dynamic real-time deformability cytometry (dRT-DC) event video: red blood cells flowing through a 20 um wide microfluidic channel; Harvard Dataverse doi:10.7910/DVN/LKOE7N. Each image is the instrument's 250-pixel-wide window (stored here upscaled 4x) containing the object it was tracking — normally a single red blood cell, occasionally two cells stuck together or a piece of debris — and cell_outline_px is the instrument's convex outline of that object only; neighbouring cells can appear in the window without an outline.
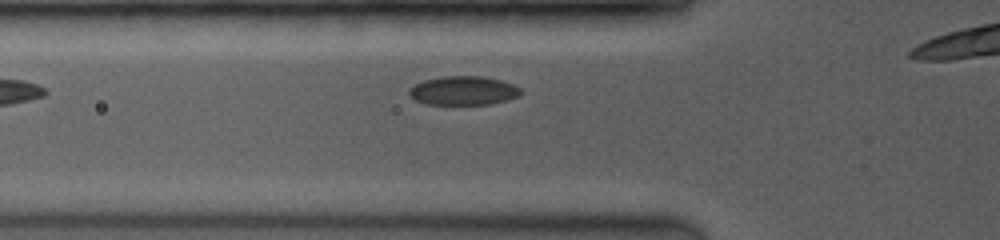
{"species": "common noctule bat (a hibernating species)", "species_latin": "Nyctalus noctula", "temperature_condition": "room temperature", "stored_images_in_passage": 3, "camera_frame_rate_fps": 3500, "um_per_image_px": 0.085, "animal": {"sex": "female", "body_mass_g": 19.0, "forearm_length_mm": 53.3}, "frame": {"image": 1, "passage_image": 3, "time_ms": 1.429, "image_size_px": [1000, 240], "cell_outline_px": [[524, 92], [520, 96], [508, 100], [488, 104], [424, 104], [416, 100], [408, 92], [408, 88], [424, 80], [444, 76], [484, 76], [500, 80], [512, 84], [520, 88]], "centroid_in_image_um": [39.42, 7.7], "position_along_channel_um": 86.4, "area_um2": 18.84}}